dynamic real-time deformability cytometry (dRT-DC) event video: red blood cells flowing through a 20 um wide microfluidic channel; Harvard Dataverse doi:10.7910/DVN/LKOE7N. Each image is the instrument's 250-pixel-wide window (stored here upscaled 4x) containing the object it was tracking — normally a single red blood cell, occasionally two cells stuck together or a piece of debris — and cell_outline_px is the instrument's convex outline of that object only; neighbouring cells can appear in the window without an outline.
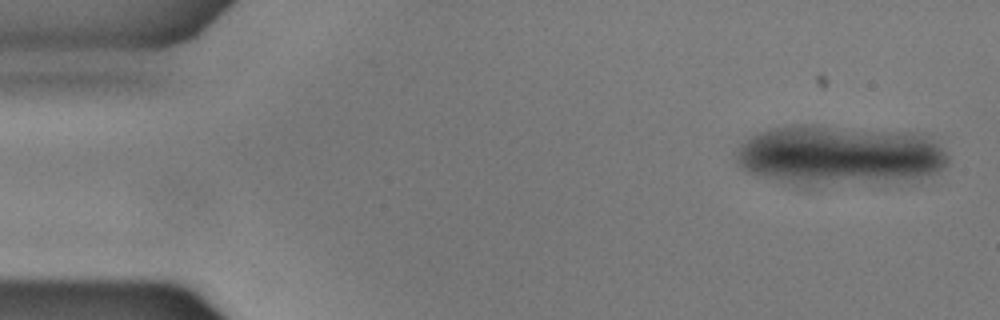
{"species": "common noctule bat (a hibernating species)", "species_latin": "Nyctalus noctula", "temperature_condition": "warm", "stored_images_in_passage": 6, "camera_frame_rate_fps": 3000, "um_per_image_px": 0.085, "animal": {"sex": "male", "body_mass_g": 17.9}, "frame": {"image": 1, "passage_image": 3, "time_ms": 0.667, "image_size_px": [1000, 320], "cell_outline_px": [[912, 160], [888, 164], [880, 164], [776, 160], [768, 156], [776, 152], [788, 148], [792, 148], [856, 152], [912, 156]], "centroid_in_image_um": [71.16, 13.32], "position_along_channel_um": 13.8, "area_um2": 10.58}}